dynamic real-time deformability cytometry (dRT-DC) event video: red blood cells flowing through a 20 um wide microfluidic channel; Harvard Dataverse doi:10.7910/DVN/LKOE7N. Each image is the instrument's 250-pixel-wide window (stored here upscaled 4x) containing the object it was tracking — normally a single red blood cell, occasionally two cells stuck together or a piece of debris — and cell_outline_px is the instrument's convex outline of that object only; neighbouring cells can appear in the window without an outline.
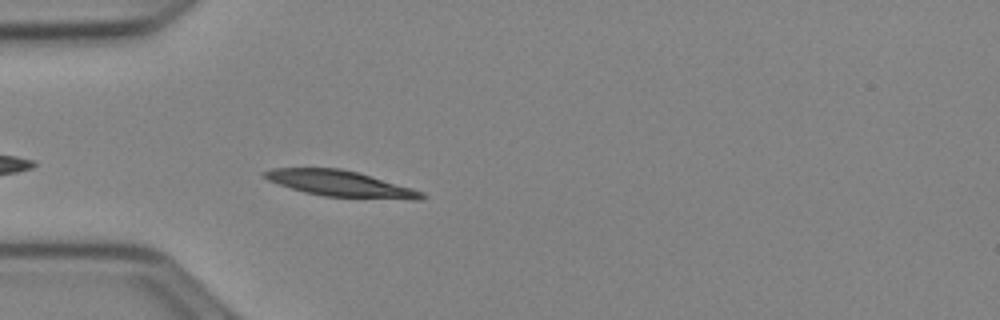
{"species": "Egyptian fruit bat (a non-hibernating species)", "species_latin": "Rousettus aegyptiacus", "temperature_condition": "cold", "stored_images_in_passage": 9, "camera_frame_rate_fps": 3000, "um_per_image_px": 0.085, "animal": {"sex": "female"}, "frame": {"image": 1, "passage_image": 2, "time_ms": 0.333, "image_size_px": [1000, 320], "cell_outline_px": [[428, 196], [420, 200], [412, 200], [324, 196], [304, 192], [268, 180], [260, 172], [272, 168], [340, 168], [356, 172], [412, 188], [424, 192]], "centroid_in_image_um": [28.96, 15.62], "position_along_channel_um": 56.0, "area_um2": 23.64}}
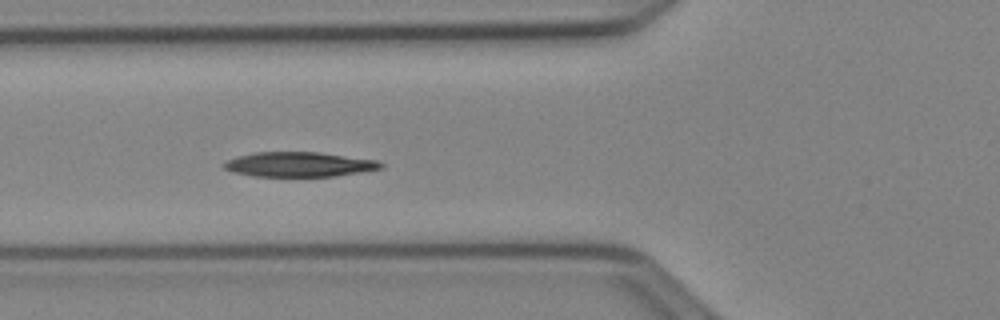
{"frame": {"image": 2, "passage_image": 6, "time_ms": 1.667, "image_size_px": [1000, 320], "cell_outline_px": [[384, 168], [336, 176], [252, 176], [232, 172], [224, 168], [224, 164], [228, 160], [236, 156], [256, 152], [320, 152], [376, 160], [384, 164]], "centroid_in_image_um": [25.43, 13.97], "position_along_channel_um": 100.4, "area_um2": 22.6}}
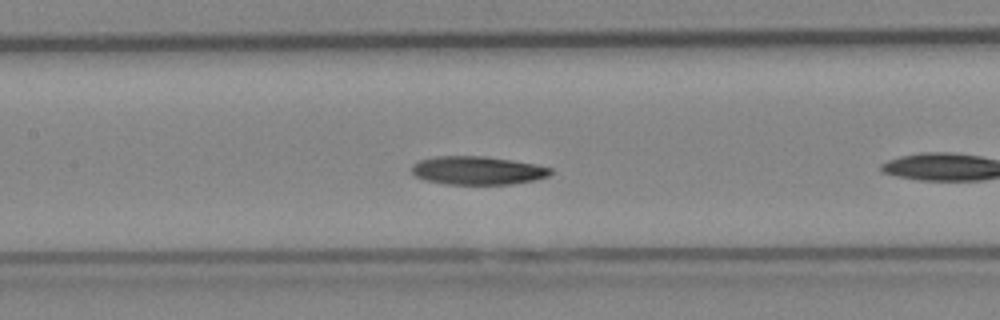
{"frame": {"image": 3, "passage_image": 8, "time_ms": 2.333, "image_size_px": [1000, 320], "cell_outline_px": [[552, 172], [548, 176], [536, 180], [512, 184], [444, 184], [424, 180], [416, 176], [412, 172], [412, 164], [420, 160], [436, 156], [484, 156], [512, 160], [536, 164], [552, 168]], "centroid_in_image_um": [40.6, 14.49], "position_along_channel_um": 166.8, "area_um2": 23.06}}